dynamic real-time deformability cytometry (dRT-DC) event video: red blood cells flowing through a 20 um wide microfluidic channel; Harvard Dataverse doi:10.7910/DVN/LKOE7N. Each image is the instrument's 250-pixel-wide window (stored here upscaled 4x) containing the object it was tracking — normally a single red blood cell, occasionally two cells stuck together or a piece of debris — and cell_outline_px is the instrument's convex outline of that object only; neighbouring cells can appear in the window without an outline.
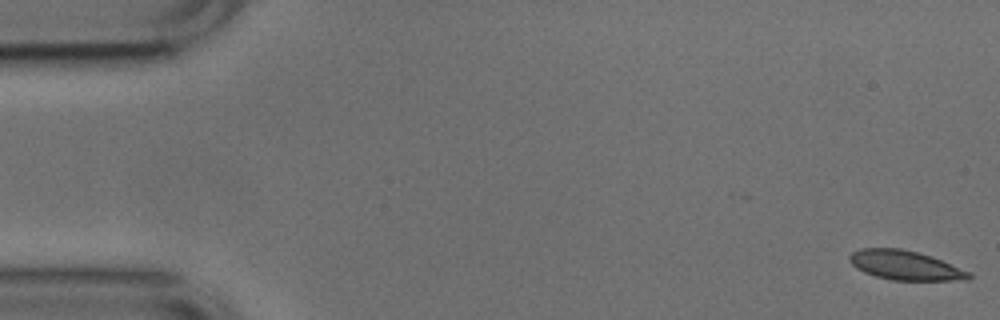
{"species": "common noctule bat (a hibernating species)", "species_latin": "Nyctalus noctula", "temperature_condition": "cold", "stored_images_in_passage": 12, "camera_frame_rate_fps": 3000, "um_per_image_px": 0.085, "animal": {"sex": "male", "body_mass_g": 17.9, "forearm_length_mm": 54.2}, "frame": {"image": 1, "passage_image": 1, "time_ms": 0.0, "image_size_px": [1000, 320], "cell_outline_px": [[972, 276], [968, 280], [892, 280], [876, 276], [864, 272], [856, 268], [848, 260], [848, 256], [852, 252], [860, 248], [900, 248], [932, 256], [972, 272]], "centroid_in_image_um": [76.95, 22.55], "position_along_channel_um": 8.0, "area_um2": 20.52}}